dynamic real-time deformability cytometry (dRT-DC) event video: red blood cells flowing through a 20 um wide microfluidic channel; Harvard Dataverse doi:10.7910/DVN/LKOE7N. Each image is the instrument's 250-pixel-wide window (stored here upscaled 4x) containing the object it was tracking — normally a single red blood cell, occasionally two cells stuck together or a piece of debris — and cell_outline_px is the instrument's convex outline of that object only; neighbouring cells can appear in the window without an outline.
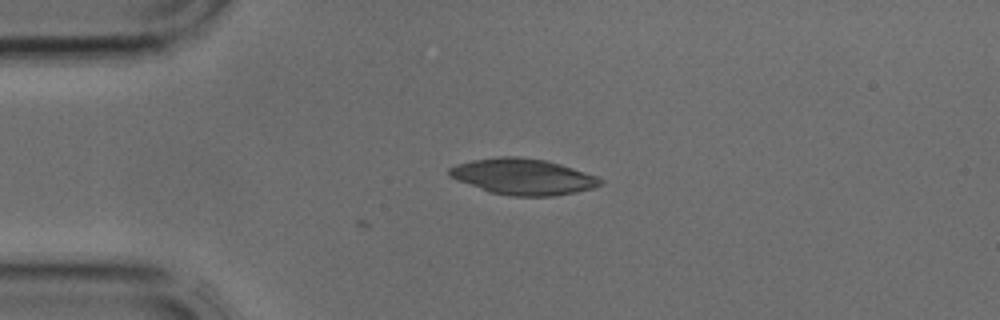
{"species": "common noctule bat (a hibernating species)", "species_latin": "Nyctalus noctula", "temperature_condition": "cold", "stored_images_in_passage": 2, "camera_frame_rate_fps": 3000, "um_per_image_px": 0.085, "animal": {"sex": "male", "body_mass_g": 17.9, "forearm_length_mm": 54.2}, "frame": {"image": 1, "passage_image": 2, "time_ms": 0.333, "image_size_px": [1000, 320], "cell_outline_px": [[604, 184], [592, 188], [576, 192], [552, 196], [512, 196], [488, 192], [456, 180], [448, 176], [448, 168], [456, 164], [472, 160], [500, 156], [516, 156], [548, 160], [596, 176], [604, 180]], "centroid_in_image_um": [44.43, 15.01], "position_along_channel_um": 40.6, "area_um2": 31.91}}